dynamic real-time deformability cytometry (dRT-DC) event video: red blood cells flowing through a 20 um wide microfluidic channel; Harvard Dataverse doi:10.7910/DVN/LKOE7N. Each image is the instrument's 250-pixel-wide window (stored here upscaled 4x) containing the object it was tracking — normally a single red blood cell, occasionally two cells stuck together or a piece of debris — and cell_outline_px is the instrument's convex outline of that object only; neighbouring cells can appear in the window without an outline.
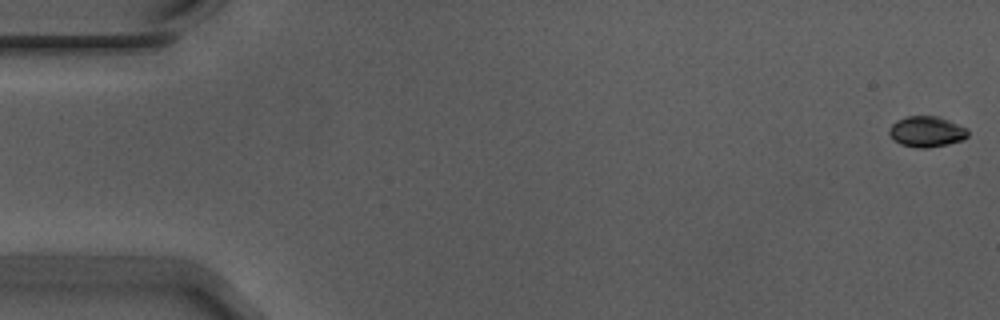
{"species": "Egyptian fruit bat (a non-hibernating species)", "species_latin": "Rousettus aegyptiacus", "temperature_condition": "warm", "stored_images_in_passage": 56, "camera_frame_rate_fps": 3000, "um_per_image_px": 0.085, "animal": {"sex": "male"}, "frame": {"image": 1, "passage_image": 1, "time_ms": 0.0, "image_size_px": [1000, 320], "cell_outline_px": [[968, 136], [964, 140], [948, 144], [928, 148], [916, 148], [900, 144], [888, 132], [888, 128], [896, 120], [908, 116], [936, 116], [948, 120], [968, 128]], "centroid_in_image_um": [78.78, 11.19], "position_along_channel_um": 6.2, "area_um2": 14.16}}
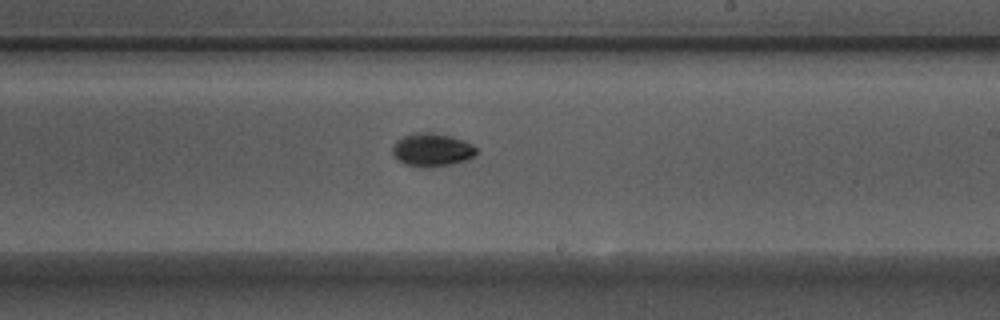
{"frame": {"image": 2, "passage_image": 33, "time_ms": 10.667, "image_size_px": [1000, 320], "cell_outline_px": [[476, 152], [472, 156], [464, 160], [448, 164], [428, 168], [424, 168], [404, 164], [396, 160], [392, 152], [392, 148], [396, 140], [404, 136], [416, 132], [432, 132], [452, 136], [472, 144], [476, 148]], "centroid_in_image_um": [36.65, 12.73], "position_along_channel_um": 252.3, "area_um2": 16.18}}
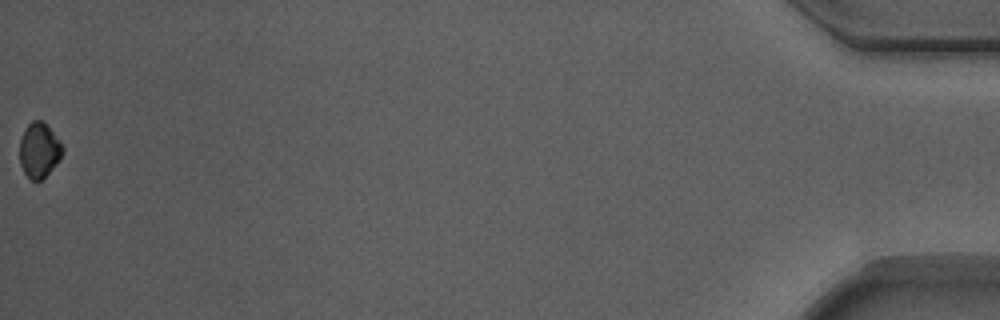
{"frame": {"image": 3, "passage_image": 56, "time_ms": 18.333, "image_size_px": [1000, 320], "cell_outline_px": [[64, 152], [48, 172], [40, 180], [32, 180], [24, 172], [20, 164], [20, 140], [28, 124], [32, 120], [40, 120], [48, 124], [60, 140], [64, 148]], "centroid_in_image_um": [3.34, 12.72], "position_along_channel_um": 431.9, "area_um2": 13.58}, "authors_computed_cell_mechanics": {"area_um2": 14.6234, "velocity_mm_per_s": 3.7262, "shape_relaxation_time_tau1_ms": 2.3984, "shape_relaxation_time_tau2_ms": null, "deformation_change_tau1": 0.1093, "deformation_change_tau2": null}}